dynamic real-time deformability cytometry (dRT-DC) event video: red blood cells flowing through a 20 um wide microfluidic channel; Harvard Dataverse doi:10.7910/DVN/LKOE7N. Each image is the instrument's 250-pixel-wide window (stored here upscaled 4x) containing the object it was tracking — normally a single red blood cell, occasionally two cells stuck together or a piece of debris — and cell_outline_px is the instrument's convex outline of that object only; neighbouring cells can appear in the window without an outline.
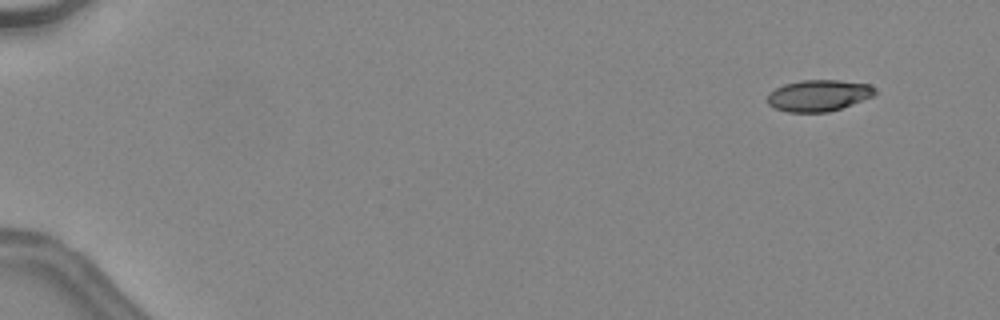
{"species": "common noctule bat (a hibernating species)", "species_latin": "Nyctalus noctula", "temperature_condition": "warm", "stored_images_in_passage": 48, "camera_frame_rate_fps": 3000, "um_per_image_px": 0.085, "animal": {"sex": "female", "body_mass_g": 24.6, "forearm_length_mm": 56.2}, "frame": {"image": 1, "passage_image": 5, "time_ms": 1.333, "image_size_px": [1000, 320], "cell_outline_px": [[876, 92], [872, 96], [852, 104], [828, 112], [788, 112], [776, 108], [768, 104], [768, 92], [784, 84], [800, 80], [840, 80], [868, 84], [876, 88]], "centroid_in_image_um": [69.57, 8.11], "position_along_channel_um": 15.4, "area_um2": 19.59}}
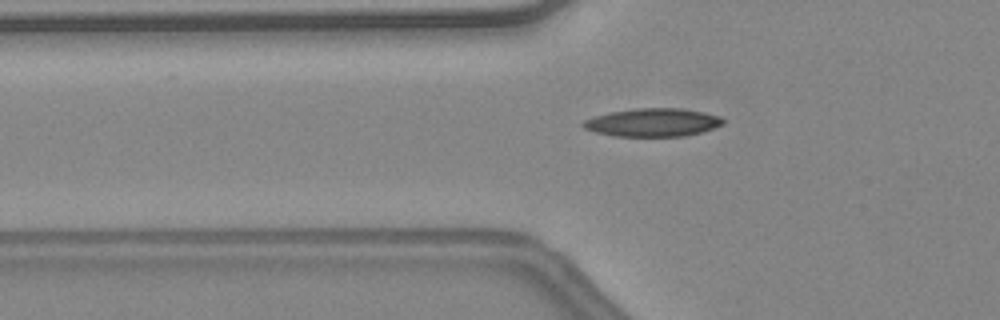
{"frame": {"image": 2, "passage_image": 19, "time_ms": 6.0, "image_size_px": [1000, 320], "cell_outline_px": [[724, 124], [700, 132], [684, 136], [612, 136], [596, 132], [584, 128], [580, 124], [584, 120], [592, 116], [608, 112], [636, 108], [680, 108], [704, 112], [720, 116], [724, 120]], "centroid_in_image_um": [55.45, 10.4], "position_along_channel_um": 70.4, "area_um2": 23.06}}
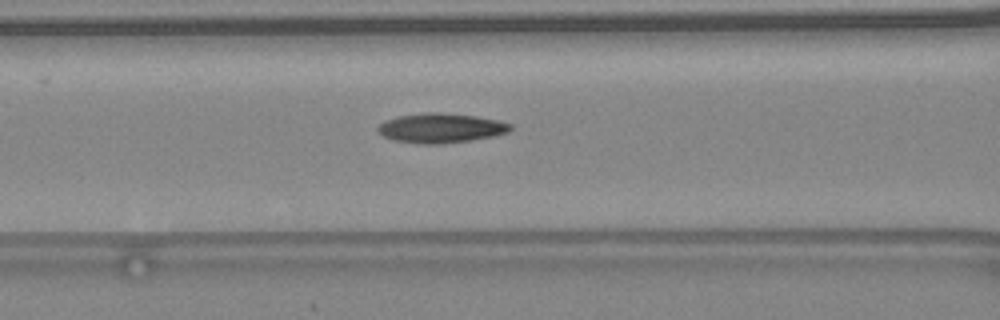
{"frame": {"image": 3, "passage_image": 23, "time_ms": 7.333, "image_size_px": [1000, 320], "cell_outline_px": [[512, 128], [508, 132], [492, 136], [468, 140], [440, 144], [420, 144], [396, 140], [384, 136], [376, 128], [384, 120], [400, 116], [424, 112], [440, 112], [476, 116], [496, 120], [512, 124]], "centroid_in_image_um": [37.46, 10.87], "position_along_channel_um": 129.1, "area_um2": 22.6}, "authors_computed_cell_mechanics": {"area_um2": 21.5016, "velocity_mm_per_s": 4.5643, "shape_relaxation_time_tau1_ms": 6.7654, "shape_relaxation_time_tau2_ms": 3.4138, "deformation_change_tau1": 0.2205, "deformation_change_tau2": 0.1242}}